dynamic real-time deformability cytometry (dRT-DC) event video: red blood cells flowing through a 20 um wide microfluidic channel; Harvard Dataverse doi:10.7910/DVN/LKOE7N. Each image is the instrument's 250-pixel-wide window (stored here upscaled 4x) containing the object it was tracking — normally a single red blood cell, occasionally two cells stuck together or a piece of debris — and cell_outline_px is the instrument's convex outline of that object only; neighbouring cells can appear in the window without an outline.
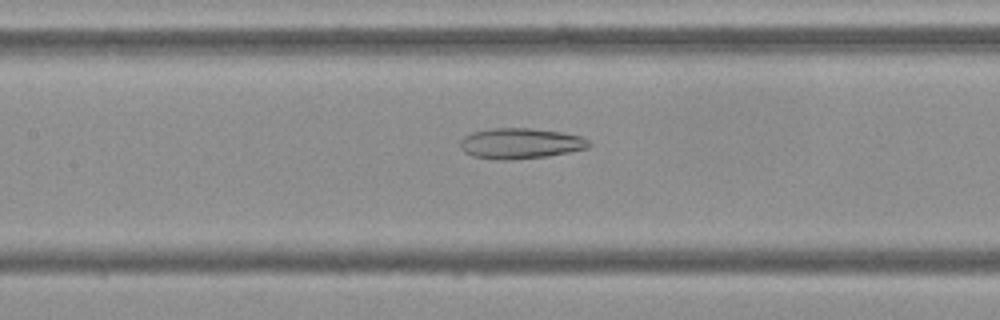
{"species": "Egyptian fruit bat (a non-hibernating species)", "species_latin": "Rousettus aegyptiacus", "temperature_condition": "cold", "stored_images_in_passage": 53, "camera_frame_rate_fps": 3000, "um_per_image_px": 0.085, "frame": {"image": 1, "passage_image": 24, "time_ms": 7.667, "image_size_px": [1000, 320], "cell_outline_px": [[592, 144], [588, 148], [548, 156], [512, 160], [496, 160], [472, 156], [464, 152], [460, 148], [460, 140], [464, 136], [472, 132], [492, 128], [532, 128], [564, 132], [580, 136], [588, 140]], "centroid_in_image_um": [44.22, 12.19], "position_along_channel_um": 163.2, "area_um2": 23.24}}
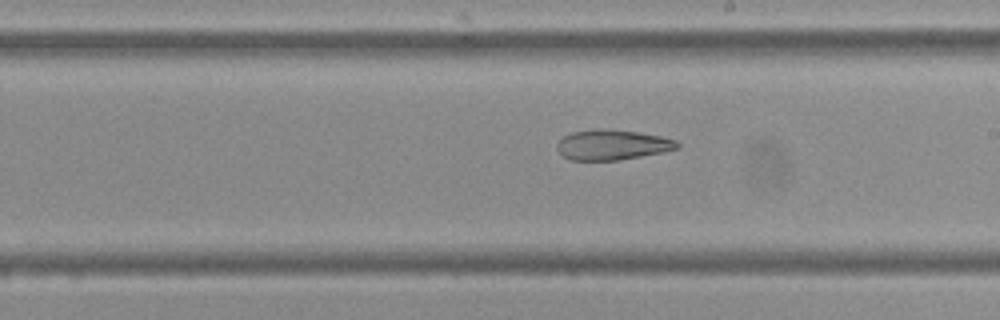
{"frame": {"image": 2, "passage_image": 30, "time_ms": 9.667, "image_size_px": [1000, 320], "cell_outline_px": [[680, 148], [664, 152], [616, 160], [572, 160], [564, 156], [556, 148], [556, 144], [564, 136], [572, 132], [596, 128], [608, 128], [636, 132], [660, 136], [676, 140], [680, 144]], "centroid_in_image_um": [52.05, 12.3], "position_along_channel_um": 236.9, "area_um2": 21.15}}
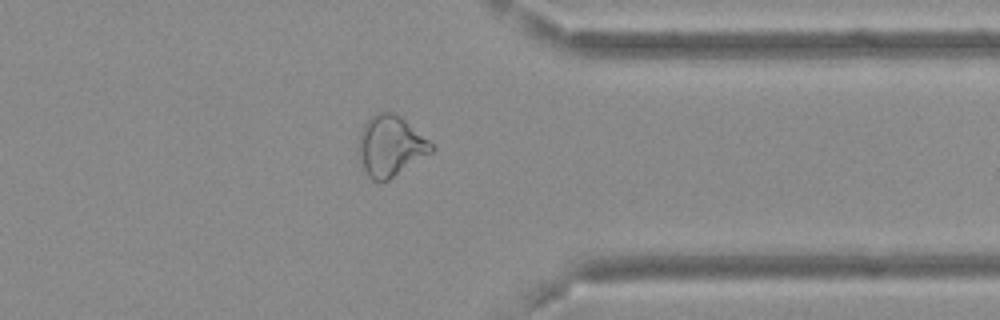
{"frame": {"image": 3, "passage_image": 42, "time_ms": 13.667, "image_size_px": [1000, 320], "cell_outline_px": [[436, 148], [432, 152], [388, 180], [372, 180], [368, 176], [360, 164], [356, 148], [360, 132], [364, 124], [376, 112], [392, 112], [400, 116], [428, 140]], "centroid_in_image_um": [33.14, 12.41], "position_along_channel_um": 378.3, "area_um2": 25.66}, "authors_computed_cell_mechanics": {"area_um2": 27.5128, "velocity_mm_per_s": 3.7057, "shape_relaxation_time_tau1_ms": null, "shape_relaxation_time_tau2_ms": 8.9934, "deformation_change_tau1": null, "deformation_change_tau2": 0.205}}